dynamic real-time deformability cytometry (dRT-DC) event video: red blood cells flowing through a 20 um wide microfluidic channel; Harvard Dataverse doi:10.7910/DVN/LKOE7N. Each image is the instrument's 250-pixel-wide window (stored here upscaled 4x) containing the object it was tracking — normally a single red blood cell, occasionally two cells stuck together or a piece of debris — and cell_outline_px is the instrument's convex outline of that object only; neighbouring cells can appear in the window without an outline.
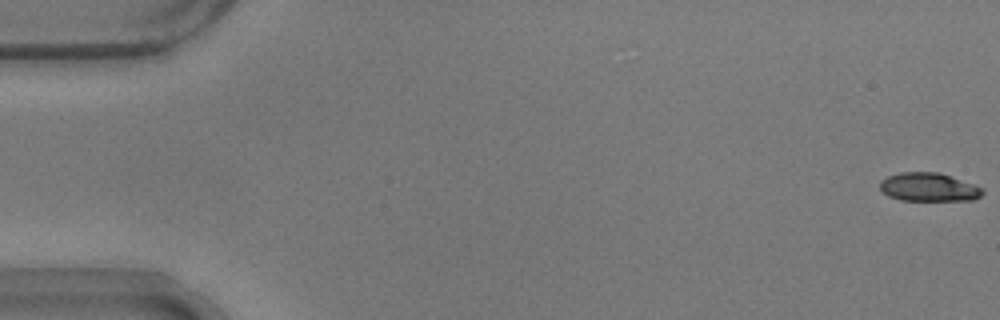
{"species": "common noctule bat (a hibernating species)", "species_latin": "Nyctalus noctula", "temperature_condition": "warm", "stored_images_in_passage": 13, "camera_frame_rate_fps": 3000, "um_per_image_px": 0.085, "animal": {"sex": "male", "body_mass_g": 17.9}, "frame": {"image": 1, "passage_image": 1, "time_ms": 0.0, "image_size_px": [1000, 320], "cell_outline_px": [[984, 192], [976, 200], [900, 200], [888, 196], [880, 188], [880, 180], [888, 176], [900, 172], [940, 172], [984, 188]], "centroid_in_image_um": [78.96, 15.9], "position_along_channel_um": 6.0, "area_um2": 17.11}}